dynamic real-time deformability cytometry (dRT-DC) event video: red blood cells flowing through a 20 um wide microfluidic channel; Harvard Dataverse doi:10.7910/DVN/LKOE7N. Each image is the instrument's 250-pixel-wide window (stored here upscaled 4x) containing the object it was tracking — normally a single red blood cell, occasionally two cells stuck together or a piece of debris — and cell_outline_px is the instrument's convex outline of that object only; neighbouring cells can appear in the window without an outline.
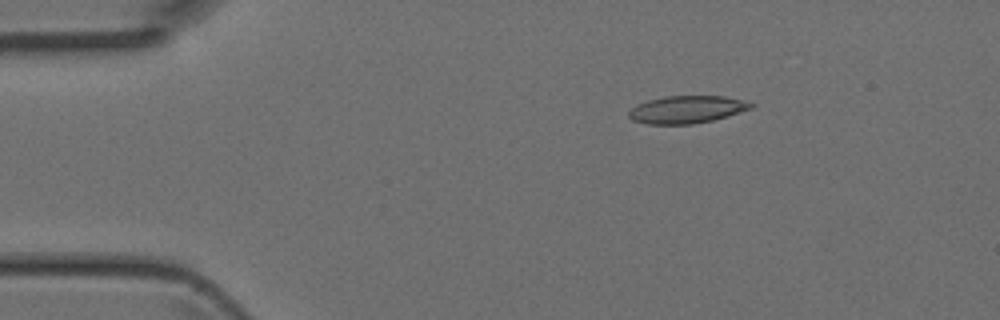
{"species": "Egyptian fruit bat (a non-hibernating species)", "species_latin": "Rousettus aegyptiacus", "temperature_condition": "room temperature", "stored_images_in_passage": 5, "camera_frame_rate_fps": 3000, "um_per_image_px": 0.085, "animal": {"sex": "female"}, "frame": {"image": 1, "passage_image": 3, "time_ms": 0.667, "image_size_px": [1000, 320], "cell_outline_px": [[756, 104], [752, 108], [728, 116], [712, 120], [692, 124], [648, 124], [632, 120], [628, 116], [628, 112], [632, 108], [648, 100], [664, 96], [724, 96]], "centroid_in_image_um": [58.38, 9.31], "position_along_channel_um": 26.6, "area_um2": 19.42}}
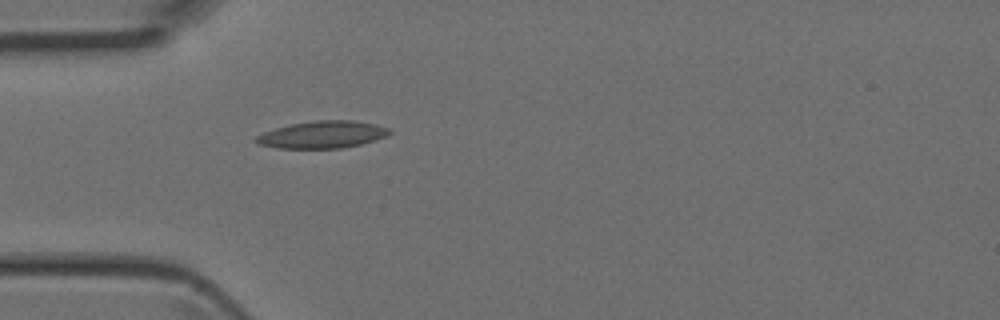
{"frame": {"image": 2, "passage_image": 5, "time_ms": 1.333, "image_size_px": [1000, 320], "cell_outline_px": [[392, 132], [388, 136], [360, 144], [340, 148], [276, 148], [256, 144], [252, 140], [256, 136], [264, 132], [276, 128], [292, 124], [316, 120], [352, 120], [376, 124], [392, 128]], "centroid_in_image_um": [27.41, 11.44], "position_along_channel_um": 57.6, "area_um2": 21.27}}